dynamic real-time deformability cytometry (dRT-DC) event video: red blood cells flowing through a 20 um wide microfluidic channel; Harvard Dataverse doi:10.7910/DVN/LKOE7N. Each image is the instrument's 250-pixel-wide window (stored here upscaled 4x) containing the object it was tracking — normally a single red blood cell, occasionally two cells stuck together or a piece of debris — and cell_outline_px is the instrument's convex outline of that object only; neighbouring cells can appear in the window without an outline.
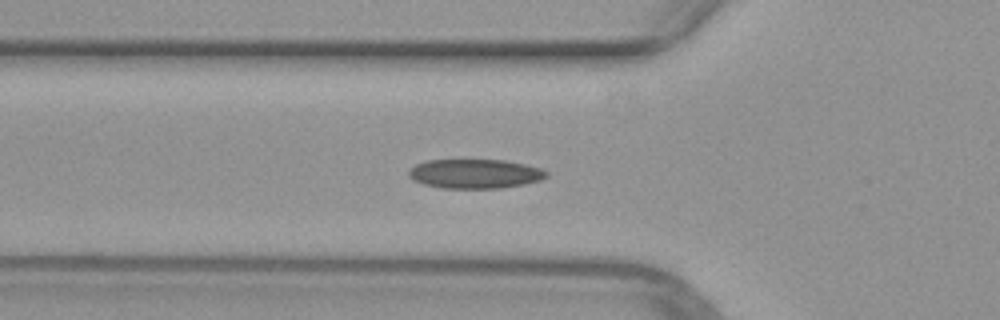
{"species": "common noctule bat (a hibernating species)", "species_latin": "Nyctalus noctula", "temperature_condition": "warm", "stored_images_in_passage": 20, "camera_frame_rate_fps": 3000, "um_per_image_px": 0.085, "animal": {"sex": "female", "body_mass_g": 29.2, "forearm_length_mm": 56.3}, "frame": {"image": 1, "passage_image": 8, "time_ms": 2.333, "image_size_px": [1000, 320], "cell_outline_px": [[548, 176], [540, 180], [524, 184], [500, 188], [440, 188], [424, 184], [412, 180], [408, 176], [408, 172], [416, 164], [428, 160], [504, 160], [524, 164], [540, 168], [548, 172]], "centroid_in_image_um": [40.36, 14.77], "position_along_channel_um": 85.4, "area_um2": 23.47}}
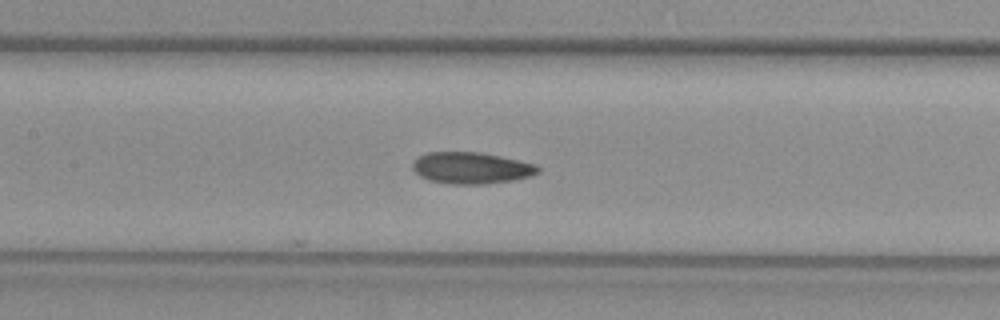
{"frame": {"image": 2, "passage_image": 14, "time_ms": 4.333, "image_size_px": [1000, 320], "cell_outline_px": [[540, 172], [532, 176], [512, 180], [480, 184], [452, 184], [428, 180], [420, 176], [412, 168], [412, 164], [416, 156], [428, 152], [480, 152], [500, 156], [536, 164], [540, 168]], "centroid_in_image_um": [40.04, 14.27], "position_along_channel_um": 167.4, "area_um2": 23.12}}
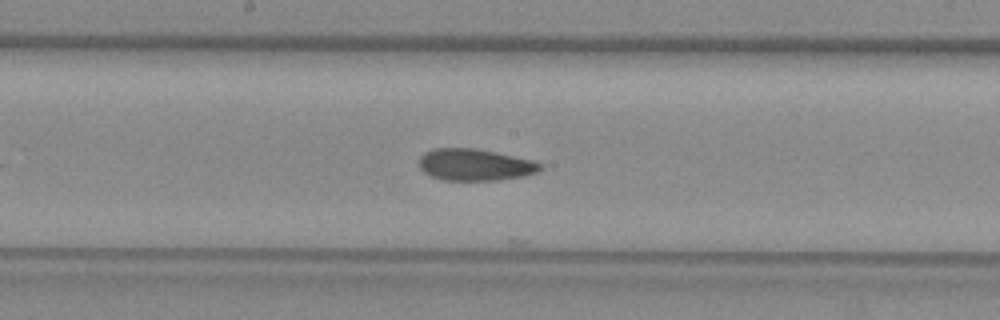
{"frame": {"image": 3, "passage_image": 17, "time_ms": 5.333, "image_size_px": [1000, 320], "cell_outline_px": [[544, 168], [536, 172], [524, 176], [500, 180], [444, 180], [432, 176], [424, 172], [420, 168], [420, 156], [424, 152], [432, 148], [476, 148], [496, 152], [532, 160], [544, 164]], "centroid_in_image_um": [40.39, 14.0], "position_along_channel_um": 207.8, "area_um2": 22.54}}